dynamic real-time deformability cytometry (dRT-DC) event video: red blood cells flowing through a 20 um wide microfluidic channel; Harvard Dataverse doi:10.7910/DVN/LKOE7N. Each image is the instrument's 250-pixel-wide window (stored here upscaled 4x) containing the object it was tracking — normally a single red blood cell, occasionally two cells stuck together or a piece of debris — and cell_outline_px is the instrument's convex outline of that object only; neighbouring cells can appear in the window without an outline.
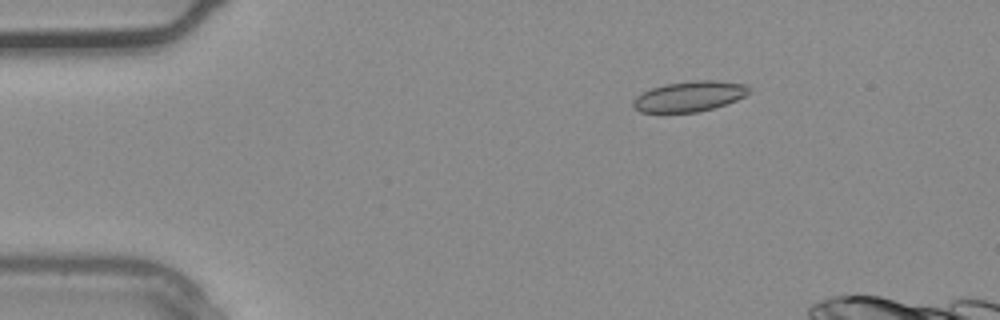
{"species": "common noctule bat (a hibernating species)", "species_latin": "Nyctalus noctula", "temperature_condition": "warm", "stored_images_in_passage": 34, "camera_frame_rate_fps": 3000, "um_per_image_px": 0.085, "animal": {"sex": "male", "body_mass_g": 20.4}, "frame": {"image": 1, "passage_image": 6, "time_ms": 1.667, "image_size_px": [1000, 320], "cell_outline_px": [[752, 92], [736, 100], [712, 108], [696, 112], [640, 112], [632, 108], [632, 100], [636, 96], [652, 88], [664, 84], [696, 80], [716, 80], [748, 84], [752, 88]], "centroid_in_image_um": [58.62, 8.18], "position_along_channel_um": 26.4, "area_um2": 20.63}}